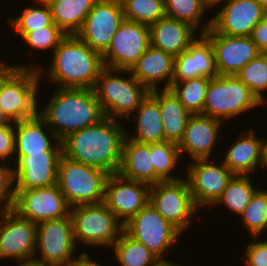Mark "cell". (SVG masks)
<instances>
[{
	"label": "cell",
	"mask_w": 267,
	"mask_h": 266,
	"mask_svg": "<svg viewBox=\"0 0 267 266\" xmlns=\"http://www.w3.org/2000/svg\"><path fill=\"white\" fill-rule=\"evenodd\" d=\"M121 120L105 117L99 123L75 131L63 140L65 157L115 174L121 165L126 126Z\"/></svg>",
	"instance_id": "cell-1"
},
{
	"label": "cell",
	"mask_w": 267,
	"mask_h": 266,
	"mask_svg": "<svg viewBox=\"0 0 267 266\" xmlns=\"http://www.w3.org/2000/svg\"><path fill=\"white\" fill-rule=\"evenodd\" d=\"M51 58L49 68L42 64L38 65L36 60L34 63L24 65L8 62L7 64L14 67L37 68L41 79L44 80L47 76L52 87L55 84L57 88L93 89L104 68L102 55L86 45L77 35H66Z\"/></svg>",
	"instance_id": "cell-2"
},
{
	"label": "cell",
	"mask_w": 267,
	"mask_h": 266,
	"mask_svg": "<svg viewBox=\"0 0 267 266\" xmlns=\"http://www.w3.org/2000/svg\"><path fill=\"white\" fill-rule=\"evenodd\" d=\"M52 90L45 105L38 106V115L60 141L105 118L93 89L54 87Z\"/></svg>",
	"instance_id": "cell-3"
},
{
	"label": "cell",
	"mask_w": 267,
	"mask_h": 266,
	"mask_svg": "<svg viewBox=\"0 0 267 266\" xmlns=\"http://www.w3.org/2000/svg\"><path fill=\"white\" fill-rule=\"evenodd\" d=\"M42 81L38 69L34 67L6 64L0 70V108L12 123L38 114Z\"/></svg>",
	"instance_id": "cell-4"
},
{
	"label": "cell",
	"mask_w": 267,
	"mask_h": 266,
	"mask_svg": "<svg viewBox=\"0 0 267 266\" xmlns=\"http://www.w3.org/2000/svg\"><path fill=\"white\" fill-rule=\"evenodd\" d=\"M93 90L105 117L114 120H127L150 93L130 70L107 67L101 70Z\"/></svg>",
	"instance_id": "cell-5"
},
{
	"label": "cell",
	"mask_w": 267,
	"mask_h": 266,
	"mask_svg": "<svg viewBox=\"0 0 267 266\" xmlns=\"http://www.w3.org/2000/svg\"><path fill=\"white\" fill-rule=\"evenodd\" d=\"M262 105L237 75H218L209 82L202 114L226 124Z\"/></svg>",
	"instance_id": "cell-6"
},
{
	"label": "cell",
	"mask_w": 267,
	"mask_h": 266,
	"mask_svg": "<svg viewBox=\"0 0 267 266\" xmlns=\"http://www.w3.org/2000/svg\"><path fill=\"white\" fill-rule=\"evenodd\" d=\"M70 217L79 250V244L110 249L124 231V225L103 202L71 207Z\"/></svg>",
	"instance_id": "cell-7"
},
{
	"label": "cell",
	"mask_w": 267,
	"mask_h": 266,
	"mask_svg": "<svg viewBox=\"0 0 267 266\" xmlns=\"http://www.w3.org/2000/svg\"><path fill=\"white\" fill-rule=\"evenodd\" d=\"M108 173L73 161L64 155L58 164L57 185L70 207L104 201Z\"/></svg>",
	"instance_id": "cell-8"
},
{
	"label": "cell",
	"mask_w": 267,
	"mask_h": 266,
	"mask_svg": "<svg viewBox=\"0 0 267 266\" xmlns=\"http://www.w3.org/2000/svg\"><path fill=\"white\" fill-rule=\"evenodd\" d=\"M149 202L154 209L183 235L192 222L201 219L185 177L174 181H161L150 187ZM199 216V218H198ZM195 220H194V219ZM193 219V220H192Z\"/></svg>",
	"instance_id": "cell-9"
},
{
	"label": "cell",
	"mask_w": 267,
	"mask_h": 266,
	"mask_svg": "<svg viewBox=\"0 0 267 266\" xmlns=\"http://www.w3.org/2000/svg\"><path fill=\"white\" fill-rule=\"evenodd\" d=\"M78 252L71 217L37 224L36 253L33 263L39 266H70Z\"/></svg>",
	"instance_id": "cell-10"
},
{
	"label": "cell",
	"mask_w": 267,
	"mask_h": 266,
	"mask_svg": "<svg viewBox=\"0 0 267 266\" xmlns=\"http://www.w3.org/2000/svg\"><path fill=\"white\" fill-rule=\"evenodd\" d=\"M124 231L142 243L158 259L167 258L169 250L181 239L182 233L165 220L148 202L125 225Z\"/></svg>",
	"instance_id": "cell-11"
},
{
	"label": "cell",
	"mask_w": 267,
	"mask_h": 266,
	"mask_svg": "<svg viewBox=\"0 0 267 266\" xmlns=\"http://www.w3.org/2000/svg\"><path fill=\"white\" fill-rule=\"evenodd\" d=\"M213 159L215 160V158L193 159L185 165L184 171L187 172L184 175L194 203L199 209L210 208L234 175L223 162L219 163V159L218 161Z\"/></svg>",
	"instance_id": "cell-12"
},
{
	"label": "cell",
	"mask_w": 267,
	"mask_h": 266,
	"mask_svg": "<svg viewBox=\"0 0 267 266\" xmlns=\"http://www.w3.org/2000/svg\"><path fill=\"white\" fill-rule=\"evenodd\" d=\"M37 224L13 210L0 211V260L30 264L36 253Z\"/></svg>",
	"instance_id": "cell-13"
},
{
	"label": "cell",
	"mask_w": 267,
	"mask_h": 266,
	"mask_svg": "<svg viewBox=\"0 0 267 266\" xmlns=\"http://www.w3.org/2000/svg\"><path fill=\"white\" fill-rule=\"evenodd\" d=\"M71 207L57 184L44 188L14 190L12 210L35 224L70 216Z\"/></svg>",
	"instance_id": "cell-14"
},
{
	"label": "cell",
	"mask_w": 267,
	"mask_h": 266,
	"mask_svg": "<svg viewBox=\"0 0 267 266\" xmlns=\"http://www.w3.org/2000/svg\"><path fill=\"white\" fill-rule=\"evenodd\" d=\"M149 45V26L124 19L114 34L109 48L102 54L104 67L130 70Z\"/></svg>",
	"instance_id": "cell-15"
},
{
	"label": "cell",
	"mask_w": 267,
	"mask_h": 266,
	"mask_svg": "<svg viewBox=\"0 0 267 266\" xmlns=\"http://www.w3.org/2000/svg\"><path fill=\"white\" fill-rule=\"evenodd\" d=\"M123 21L124 14L120 0H98L76 35L102 55L109 48L114 34Z\"/></svg>",
	"instance_id": "cell-16"
},
{
	"label": "cell",
	"mask_w": 267,
	"mask_h": 266,
	"mask_svg": "<svg viewBox=\"0 0 267 266\" xmlns=\"http://www.w3.org/2000/svg\"><path fill=\"white\" fill-rule=\"evenodd\" d=\"M150 185L126 179L118 173L108 175L103 203L125 225L148 202Z\"/></svg>",
	"instance_id": "cell-17"
},
{
	"label": "cell",
	"mask_w": 267,
	"mask_h": 266,
	"mask_svg": "<svg viewBox=\"0 0 267 266\" xmlns=\"http://www.w3.org/2000/svg\"><path fill=\"white\" fill-rule=\"evenodd\" d=\"M217 6L216 12L210 14L211 27L217 33L230 36H250L267 14L256 0H224Z\"/></svg>",
	"instance_id": "cell-18"
},
{
	"label": "cell",
	"mask_w": 267,
	"mask_h": 266,
	"mask_svg": "<svg viewBox=\"0 0 267 266\" xmlns=\"http://www.w3.org/2000/svg\"><path fill=\"white\" fill-rule=\"evenodd\" d=\"M214 50L219 75H237L260 52L250 36H230L217 33L210 27L203 34Z\"/></svg>",
	"instance_id": "cell-19"
},
{
	"label": "cell",
	"mask_w": 267,
	"mask_h": 266,
	"mask_svg": "<svg viewBox=\"0 0 267 266\" xmlns=\"http://www.w3.org/2000/svg\"><path fill=\"white\" fill-rule=\"evenodd\" d=\"M224 126L222 121L210 116L192 114L187 122L184 136L178 144L181 159L183 155L188 157V161L214 157L213 153L217 151L214 147L219 144L217 141L223 142L222 135L225 134H222L221 130Z\"/></svg>",
	"instance_id": "cell-20"
},
{
	"label": "cell",
	"mask_w": 267,
	"mask_h": 266,
	"mask_svg": "<svg viewBox=\"0 0 267 266\" xmlns=\"http://www.w3.org/2000/svg\"><path fill=\"white\" fill-rule=\"evenodd\" d=\"M63 153H36L14 157V190L44 188L57 184L59 160Z\"/></svg>",
	"instance_id": "cell-21"
},
{
	"label": "cell",
	"mask_w": 267,
	"mask_h": 266,
	"mask_svg": "<svg viewBox=\"0 0 267 266\" xmlns=\"http://www.w3.org/2000/svg\"><path fill=\"white\" fill-rule=\"evenodd\" d=\"M14 134V157L36 153H62L61 141L38 114L33 118L15 122Z\"/></svg>",
	"instance_id": "cell-22"
},
{
	"label": "cell",
	"mask_w": 267,
	"mask_h": 266,
	"mask_svg": "<svg viewBox=\"0 0 267 266\" xmlns=\"http://www.w3.org/2000/svg\"><path fill=\"white\" fill-rule=\"evenodd\" d=\"M214 50L210 41L200 34L185 52L174 59L172 84L196 77H217Z\"/></svg>",
	"instance_id": "cell-23"
},
{
	"label": "cell",
	"mask_w": 267,
	"mask_h": 266,
	"mask_svg": "<svg viewBox=\"0 0 267 266\" xmlns=\"http://www.w3.org/2000/svg\"><path fill=\"white\" fill-rule=\"evenodd\" d=\"M174 59L172 55L149 45L139 60L130 68V72L149 91L159 88L170 89L174 74ZM162 82H164L163 85Z\"/></svg>",
	"instance_id": "cell-24"
},
{
	"label": "cell",
	"mask_w": 267,
	"mask_h": 266,
	"mask_svg": "<svg viewBox=\"0 0 267 266\" xmlns=\"http://www.w3.org/2000/svg\"><path fill=\"white\" fill-rule=\"evenodd\" d=\"M253 126L245 131L239 132L235 142L233 140L226 147L227 151L222 153L223 164L237 175L257 174L260 169L261 147L263 138L256 134ZM241 133V134H240Z\"/></svg>",
	"instance_id": "cell-25"
},
{
	"label": "cell",
	"mask_w": 267,
	"mask_h": 266,
	"mask_svg": "<svg viewBox=\"0 0 267 266\" xmlns=\"http://www.w3.org/2000/svg\"><path fill=\"white\" fill-rule=\"evenodd\" d=\"M149 28L150 45L161 49L174 58L182 52H185L200 35L199 32L188 23L167 16L151 24Z\"/></svg>",
	"instance_id": "cell-26"
},
{
	"label": "cell",
	"mask_w": 267,
	"mask_h": 266,
	"mask_svg": "<svg viewBox=\"0 0 267 266\" xmlns=\"http://www.w3.org/2000/svg\"><path fill=\"white\" fill-rule=\"evenodd\" d=\"M118 174L126 179L143 182L150 186L162 181L156 175L152 164L150 143H139L126 136L123 141L122 159Z\"/></svg>",
	"instance_id": "cell-27"
},
{
	"label": "cell",
	"mask_w": 267,
	"mask_h": 266,
	"mask_svg": "<svg viewBox=\"0 0 267 266\" xmlns=\"http://www.w3.org/2000/svg\"><path fill=\"white\" fill-rule=\"evenodd\" d=\"M136 124L133 133L126 127V137L139 143L164 142L163 123L158 101L149 93L136 111L127 119Z\"/></svg>",
	"instance_id": "cell-28"
},
{
	"label": "cell",
	"mask_w": 267,
	"mask_h": 266,
	"mask_svg": "<svg viewBox=\"0 0 267 266\" xmlns=\"http://www.w3.org/2000/svg\"><path fill=\"white\" fill-rule=\"evenodd\" d=\"M150 94L158 101L160 107L164 141L179 144L192 114L185 109L170 89L152 90Z\"/></svg>",
	"instance_id": "cell-29"
},
{
	"label": "cell",
	"mask_w": 267,
	"mask_h": 266,
	"mask_svg": "<svg viewBox=\"0 0 267 266\" xmlns=\"http://www.w3.org/2000/svg\"><path fill=\"white\" fill-rule=\"evenodd\" d=\"M98 0H53L50 7L53 22L66 34L76 35Z\"/></svg>",
	"instance_id": "cell-30"
},
{
	"label": "cell",
	"mask_w": 267,
	"mask_h": 266,
	"mask_svg": "<svg viewBox=\"0 0 267 266\" xmlns=\"http://www.w3.org/2000/svg\"><path fill=\"white\" fill-rule=\"evenodd\" d=\"M164 5L167 17L188 23L199 34L211 27V18L206 16L210 8L202 0H164ZM204 16L210 20L202 22Z\"/></svg>",
	"instance_id": "cell-31"
},
{
	"label": "cell",
	"mask_w": 267,
	"mask_h": 266,
	"mask_svg": "<svg viewBox=\"0 0 267 266\" xmlns=\"http://www.w3.org/2000/svg\"><path fill=\"white\" fill-rule=\"evenodd\" d=\"M254 180L250 175L234 174L229 180L227 187L222 192L217 201L210 207L211 209L216 205L225 206L230 213L240 216L246 206L249 204L253 194L258 188L254 186Z\"/></svg>",
	"instance_id": "cell-32"
},
{
	"label": "cell",
	"mask_w": 267,
	"mask_h": 266,
	"mask_svg": "<svg viewBox=\"0 0 267 266\" xmlns=\"http://www.w3.org/2000/svg\"><path fill=\"white\" fill-rule=\"evenodd\" d=\"M113 251L114 263L120 266H151L158 258L145 245L130 237L123 231L110 248Z\"/></svg>",
	"instance_id": "cell-33"
},
{
	"label": "cell",
	"mask_w": 267,
	"mask_h": 266,
	"mask_svg": "<svg viewBox=\"0 0 267 266\" xmlns=\"http://www.w3.org/2000/svg\"><path fill=\"white\" fill-rule=\"evenodd\" d=\"M150 154L155 173L162 181H174L184 177V174L178 176L172 173L180 163L183 165L178 144L170 141L150 143Z\"/></svg>",
	"instance_id": "cell-34"
},
{
	"label": "cell",
	"mask_w": 267,
	"mask_h": 266,
	"mask_svg": "<svg viewBox=\"0 0 267 266\" xmlns=\"http://www.w3.org/2000/svg\"><path fill=\"white\" fill-rule=\"evenodd\" d=\"M211 78L196 77L174 82L170 90L191 114H202L207 88Z\"/></svg>",
	"instance_id": "cell-35"
},
{
	"label": "cell",
	"mask_w": 267,
	"mask_h": 266,
	"mask_svg": "<svg viewBox=\"0 0 267 266\" xmlns=\"http://www.w3.org/2000/svg\"><path fill=\"white\" fill-rule=\"evenodd\" d=\"M242 229L251 237H261L267 230V188L260 187L253 194L244 212L239 216ZM265 231V232H264Z\"/></svg>",
	"instance_id": "cell-36"
},
{
	"label": "cell",
	"mask_w": 267,
	"mask_h": 266,
	"mask_svg": "<svg viewBox=\"0 0 267 266\" xmlns=\"http://www.w3.org/2000/svg\"><path fill=\"white\" fill-rule=\"evenodd\" d=\"M32 6H23L21 14L10 15V19L6 22L9 24V28L15 30L16 33H29L35 29H39L45 26H57L53 22L52 13L48 4L37 3ZM13 17V18H12Z\"/></svg>",
	"instance_id": "cell-37"
},
{
	"label": "cell",
	"mask_w": 267,
	"mask_h": 266,
	"mask_svg": "<svg viewBox=\"0 0 267 266\" xmlns=\"http://www.w3.org/2000/svg\"><path fill=\"white\" fill-rule=\"evenodd\" d=\"M124 19L150 26L165 17L164 0H120Z\"/></svg>",
	"instance_id": "cell-38"
},
{
	"label": "cell",
	"mask_w": 267,
	"mask_h": 266,
	"mask_svg": "<svg viewBox=\"0 0 267 266\" xmlns=\"http://www.w3.org/2000/svg\"><path fill=\"white\" fill-rule=\"evenodd\" d=\"M237 77L262 104L267 102V55L259 54L252 59L240 70Z\"/></svg>",
	"instance_id": "cell-39"
},
{
	"label": "cell",
	"mask_w": 267,
	"mask_h": 266,
	"mask_svg": "<svg viewBox=\"0 0 267 266\" xmlns=\"http://www.w3.org/2000/svg\"><path fill=\"white\" fill-rule=\"evenodd\" d=\"M17 34L30 47L29 49H32L29 52H34L33 49L37 52L50 50L51 55L66 36L58 26H45L29 33H16L15 35Z\"/></svg>",
	"instance_id": "cell-40"
},
{
	"label": "cell",
	"mask_w": 267,
	"mask_h": 266,
	"mask_svg": "<svg viewBox=\"0 0 267 266\" xmlns=\"http://www.w3.org/2000/svg\"><path fill=\"white\" fill-rule=\"evenodd\" d=\"M13 167L0 161V211L12 210L14 203Z\"/></svg>",
	"instance_id": "cell-41"
},
{
	"label": "cell",
	"mask_w": 267,
	"mask_h": 266,
	"mask_svg": "<svg viewBox=\"0 0 267 266\" xmlns=\"http://www.w3.org/2000/svg\"><path fill=\"white\" fill-rule=\"evenodd\" d=\"M260 238L262 240H260ZM253 237L251 241L245 246L243 256L241 257L244 266H267V242L264 237ZM257 240V241H256Z\"/></svg>",
	"instance_id": "cell-42"
},
{
	"label": "cell",
	"mask_w": 267,
	"mask_h": 266,
	"mask_svg": "<svg viewBox=\"0 0 267 266\" xmlns=\"http://www.w3.org/2000/svg\"><path fill=\"white\" fill-rule=\"evenodd\" d=\"M15 156L14 123L0 126V161L13 165Z\"/></svg>",
	"instance_id": "cell-43"
},
{
	"label": "cell",
	"mask_w": 267,
	"mask_h": 266,
	"mask_svg": "<svg viewBox=\"0 0 267 266\" xmlns=\"http://www.w3.org/2000/svg\"><path fill=\"white\" fill-rule=\"evenodd\" d=\"M250 37L252 41L257 45L260 54L267 55V14L253 28Z\"/></svg>",
	"instance_id": "cell-44"
},
{
	"label": "cell",
	"mask_w": 267,
	"mask_h": 266,
	"mask_svg": "<svg viewBox=\"0 0 267 266\" xmlns=\"http://www.w3.org/2000/svg\"><path fill=\"white\" fill-rule=\"evenodd\" d=\"M70 266H105L101 262L93 260L89 253L87 252H78L75 259L71 262ZM108 266V265H107Z\"/></svg>",
	"instance_id": "cell-45"
},
{
	"label": "cell",
	"mask_w": 267,
	"mask_h": 266,
	"mask_svg": "<svg viewBox=\"0 0 267 266\" xmlns=\"http://www.w3.org/2000/svg\"><path fill=\"white\" fill-rule=\"evenodd\" d=\"M267 169V137H263L261 147L260 170Z\"/></svg>",
	"instance_id": "cell-46"
},
{
	"label": "cell",
	"mask_w": 267,
	"mask_h": 266,
	"mask_svg": "<svg viewBox=\"0 0 267 266\" xmlns=\"http://www.w3.org/2000/svg\"><path fill=\"white\" fill-rule=\"evenodd\" d=\"M151 266H184L180 265V263H175L173 261H170L169 259H158L153 265ZM186 266V265H185ZM190 266V265H187Z\"/></svg>",
	"instance_id": "cell-47"
},
{
	"label": "cell",
	"mask_w": 267,
	"mask_h": 266,
	"mask_svg": "<svg viewBox=\"0 0 267 266\" xmlns=\"http://www.w3.org/2000/svg\"><path fill=\"white\" fill-rule=\"evenodd\" d=\"M13 123L7 118L5 113L0 108V126L3 125H12Z\"/></svg>",
	"instance_id": "cell-48"
},
{
	"label": "cell",
	"mask_w": 267,
	"mask_h": 266,
	"mask_svg": "<svg viewBox=\"0 0 267 266\" xmlns=\"http://www.w3.org/2000/svg\"><path fill=\"white\" fill-rule=\"evenodd\" d=\"M209 8L210 10L212 8L217 7V5H219L220 3H222V1L224 0H202Z\"/></svg>",
	"instance_id": "cell-49"
},
{
	"label": "cell",
	"mask_w": 267,
	"mask_h": 266,
	"mask_svg": "<svg viewBox=\"0 0 267 266\" xmlns=\"http://www.w3.org/2000/svg\"><path fill=\"white\" fill-rule=\"evenodd\" d=\"M267 11V0H256Z\"/></svg>",
	"instance_id": "cell-50"
},
{
	"label": "cell",
	"mask_w": 267,
	"mask_h": 266,
	"mask_svg": "<svg viewBox=\"0 0 267 266\" xmlns=\"http://www.w3.org/2000/svg\"><path fill=\"white\" fill-rule=\"evenodd\" d=\"M34 3H44V4H49L53 0H32Z\"/></svg>",
	"instance_id": "cell-51"
},
{
	"label": "cell",
	"mask_w": 267,
	"mask_h": 266,
	"mask_svg": "<svg viewBox=\"0 0 267 266\" xmlns=\"http://www.w3.org/2000/svg\"><path fill=\"white\" fill-rule=\"evenodd\" d=\"M5 61L7 60H3V61L0 60V70L7 64Z\"/></svg>",
	"instance_id": "cell-52"
},
{
	"label": "cell",
	"mask_w": 267,
	"mask_h": 266,
	"mask_svg": "<svg viewBox=\"0 0 267 266\" xmlns=\"http://www.w3.org/2000/svg\"><path fill=\"white\" fill-rule=\"evenodd\" d=\"M17 266H39V265H36L34 263H30V264H21V265H17Z\"/></svg>",
	"instance_id": "cell-53"
},
{
	"label": "cell",
	"mask_w": 267,
	"mask_h": 266,
	"mask_svg": "<svg viewBox=\"0 0 267 266\" xmlns=\"http://www.w3.org/2000/svg\"><path fill=\"white\" fill-rule=\"evenodd\" d=\"M266 231H267V230H266ZM266 233H267V232H266ZM266 233H264V235H265V236H264V237H265L264 240L267 242V234H266Z\"/></svg>",
	"instance_id": "cell-54"
}]
</instances>
